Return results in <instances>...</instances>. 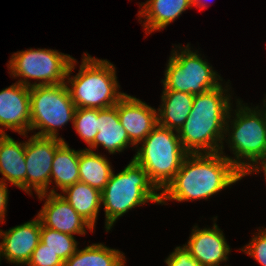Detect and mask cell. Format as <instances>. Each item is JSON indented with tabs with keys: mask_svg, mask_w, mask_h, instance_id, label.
<instances>
[{
	"mask_svg": "<svg viewBox=\"0 0 266 266\" xmlns=\"http://www.w3.org/2000/svg\"><path fill=\"white\" fill-rule=\"evenodd\" d=\"M244 175L220 152L188 153L174 179L161 193L166 200L207 199L241 180Z\"/></svg>",
	"mask_w": 266,
	"mask_h": 266,
	"instance_id": "obj_1",
	"label": "cell"
},
{
	"mask_svg": "<svg viewBox=\"0 0 266 266\" xmlns=\"http://www.w3.org/2000/svg\"><path fill=\"white\" fill-rule=\"evenodd\" d=\"M228 89L220 85L194 96L190 115L178 131L188 153L220 152L224 155L225 123L232 111L231 96L226 94Z\"/></svg>",
	"mask_w": 266,
	"mask_h": 266,
	"instance_id": "obj_2",
	"label": "cell"
},
{
	"mask_svg": "<svg viewBox=\"0 0 266 266\" xmlns=\"http://www.w3.org/2000/svg\"><path fill=\"white\" fill-rule=\"evenodd\" d=\"M76 62L73 58L67 73L68 81L65 82L76 108L113 107L125 95L119 92L116 70L111 62L83 54L78 74L69 77Z\"/></svg>",
	"mask_w": 266,
	"mask_h": 266,
	"instance_id": "obj_3",
	"label": "cell"
},
{
	"mask_svg": "<svg viewBox=\"0 0 266 266\" xmlns=\"http://www.w3.org/2000/svg\"><path fill=\"white\" fill-rule=\"evenodd\" d=\"M236 107L235 118L231 119L229 111L225 123V135H229L227 140L235 158L226 157L246 176L266 157V109L261 110L256 107L253 110L242 104L240 99H237ZM245 158L248 162L244 160Z\"/></svg>",
	"mask_w": 266,
	"mask_h": 266,
	"instance_id": "obj_4",
	"label": "cell"
},
{
	"mask_svg": "<svg viewBox=\"0 0 266 266\" xmlns=\"http://www.w3.org/2000/svg\"><path fill=\"white\" fill-rule=\"evenodd\" d=\"M149 180L147 172L133 159L118 174L112 172L101 191V203L105 211V228L108 232L116 220L128 210L147 202L161 204V193Z\"/></svg>",
	"mask_w": 266,
	"mask_h": 266,
	"instance_id": "obj_5",
	"label": "cell"
},
{
	"mask_svg": "<svg viewBox=\"0 0 266 266\" xmlns=\"http://www.w3.org/2000/svg\"><path fill=\"white\" fill-rule=\"evenodd\" d=\"M157 125L142 141L133 160L144 168L149 180L163 191L174 179L188 152L183 148L178 131Z\"/></svg>",
	"mask_w": 266,
	"mask_h": 266,
	"instance_id": "obj_6",
	"label": "cell"
},
{
	"mask_svg": "<svg viewBox=\"0 0 266 266\" xmlns=\"http://www.w3.org/2000/svg\"><path fill=\"white\" fill-rule=\"evenodd\" d=\"M30 131L41 129L35 136L60 138L57 129L71 121L76 106L66 83L30 87Z\"/></svg>",
	"mask_w": 266,
	"mask_h": 266,
	"instance_id": "obj_7",
	"label": "cell"
},
{
	"mask_svg": "<svg viewBox=\"0 0 266 266\" xmlns=\"http://www.w3.org/2000/svg\"><path fill=\"white\" fill-rule=\"evenodd\" d=\"M180 51L174 49L169 57L162 80L163 91L198 95L221 85L218 80L222 81V78L198 53L190 50L189 44L186 48L181 47Z\"/></svg>",
	"mask_w": 266,
	"mask_h": 266,
	"instance_id": "obj_8",
	"label": "cell"
},
{
	"mask_svg": "<svg viewBox=\"0 0 266 266\" xmlns=\"http://www.w3.org/2000/svg\"><path fill=\"white\" fill-rule=\"evenodd\" d=\"M73 60L68 54L51 49H32L14 52L8 68L13 77H24L18 83L32 87L35 85H58L65 83L69 66ZM10 66V67H9ZM41 80L31 84L28 79Z\"/></svg>",
	"mask_w": 266,
	"mask_h": 266,
	"instance_id": "obj_9",
	"label": "cell"
},
{
	"mask_svg": "<svg viewBox=\"0 0 266 266\" xmlns=\"http://www.w3.org/2000/svg\"><path fill=\"white\" fill-rule=\"evenodd\" d=\"M63 142V138L35 135L25 142L26 193L31 194L32 188L37 195L48 193L54 155Z\"/></svg>",
	"mask_w": 266,
	"mask_h": 266,
	"instance_id": "obj_10",
	"label": "cell"
},
{
	"mask_svg": "<svg viewBox=\"0 0 266 266\" xmlns=\"http://www.w3.org/2000/svg\"><path fill=\"white\" fill-rule=\"evenodd\" d=\"M50 190L49 194L38 195L40 200L47 197L42 209L37 214L42 226L72 236L73 234L84 235L85 228L93 232V227L61 197V194L55 192V188Z\"/></svg>",
	"mask_w": 266,
	"mask_h": 266,
	"instance_id": "obj_11",
	"label": "cell"
},
{
	"mask_svg": "<svg viewBox=\"0 0 266 266\" xmlns=\"http://www.w3.org/2000/svg\"><path fill=\"white\" fill-rule=\"evenodd\" d=\"M117 112L121 125L135 147H138L137 144H140L158 125L156 109L128 94L118 101Z\"/></svg>",
	"mask_w": 266,
	"mask_h": 266,
	"instance_id": "obj_12",
	"label": "cell"
},
{
	"mask_svg": "<svg viewBox=\"0 0 266 266\" xmlns=\"http://www.w3.org/2000/svg\"><path fill=\"white\" fill-rule=\"evenodd\" d=\"M41 222L38 217L22 225L0 230V255L9 263L27 265L40 241Z\"/></svg>",
	"mask_w": 266,
	"mask_h": 266,
	"instance_id": "obj_13",
	"label": "cell"
},
{
	"mask_svg": "<svg viewBox=\"0 0 266 266\" xmlns=\"http://www.w3.org/2000/svg\"><path fill=\"white\" fill-rule=\"evenodd\" d=\"M30 87L18 82L0 91V127L26 136L30 131Z\"/></svg>",
	"mask_w": 266,
	"mask_h": 266,
	"instance_id": "obj_14",
	"label": "cell"
},
{
	"mask_svg": "<svg viewBox=\"0 0 266 266\" xmlns=\"http://www.w3.org/2000/svg\"><path fill=\"white\" fill-rule=\"evenodd\" d=\"M184 246L201 266H219L220 262L228 260L231 250L216 223L212 229L194 226Z\"/></svg>",
	"mask_w": 266,
	"mask_h": 266,
	"instance_id": "obj_15",
	"label": "cell"
},
{
	"mask_svg": "<svg viewBox=\"0 0 266 266\" xmlns=\"http://www.w3.org/2000/svg\"><path fill=\"white\" fill-rule=\"evenodd\" d=\"M98 133L94 142L86 148L92 151L100 144L110 153L123 152L128 145L134 146L129 140L125 128L121 125L117 104L105 109H97Z\"/></svg>",
	"mask_w": 266,
	"mask_h": 266,
	"instance_id": "obj_16",
	"label": "cell"
},
{
	"mask_svg": "<svg viewBox=\"0 0 266 266\" xmlns=\"http://www.w3.org/2000/svg\"><path fill=\"white\" fill-rule=\"evenodd\" d=\"M25 143H18L0 128L1 181H9L26 192Z\"/></svg>",
	"mask_w": 266,
	"mask_h": 266,
	"instance_id": "obj_17",
	"label": "cell"
},
{
	"mask_svg": "<svg viewBox=\"0 0 266 266\" xmlns=\"http://www.w3.org/2000/svg\"><path fill=\"white\" fill-rule=\"evenodd\" d=\"M140 5L138 17L144 18L143 26L149 34L165 28L187 8H192L191 0H147Z\"/></svg>",
	"mask_w": 266,
	"mask_h": 266,
	"instance_id": "obj_18",
	"label": "cell"
},
{
	"mask_svg": "<svg viewBox=\"0 0 266 266\" xmlns=\"http://www.w3.org/2000/svg\"><path fill=\"white\" fill-rule=\"evenodd\" d=\"M193 94L180 91H163L161 108H158V124L179 131L190 115Z\"/></svg>",
	"mask_w": 266,
	"mask_h": 266,
	"instance_id": "obj_19",
	"label": "cell"
},
{
	"mask_svg": "<svg viewBox=\"0 0 266 266\" xmlns=\"http://www.w3.org/2000/svg\"><path fill=\"white\" fill-rule=\"evenodd\" d=\"M62 192L65 195H61V197L94 229L101 207V192L80 181Z\"/></svg>",
	"mask_w": 266,
	"mask_h": 266,
	"instance_id": "obj_20",
	"label": "cell"
},
{
	"mask_svg": "<svg viewBox=\"0 0 266 266\" xmlns=\"http://www.w3.org/2000/svg\"><path fill=\"white\" fill-rule=\"evenodd\" d=\"M112 167L106 157L87 150H79V181L98 189L105 188L112 174Z\"/></svg>",
	"mask_w": 266,
	"mask_h": 266,
	"instance_id": "obj_21",
	"label": "cell"
},
{
	"mask_svg": "<svg viewBox=\"0 0 266 266\" xmlns=\"http://www.w3.org/2000/svg\"><path fill=\"white\" fill-rule=\"evenodd\" d=\"M52 180L62 191L79 182V150L70 149L65 141L56 149L50 183Z\"/></svg>",
	"mask_w": 266,
	"mask_h": 266,
	"instance_id": "obj_22",
	"label": "cell"
},
{
	"mask_svg": "<svg viewBox=\"0 0 266 266\" xmlns=\"http://www.w3.org/2000/svg\"><path fill=\"white\" fill-rule=\"evenodd\" d=\"M125 256L119 250L103 244H92L76 252L64 262V266H125Z\"/></svg>",
	"mask_w": 266,
	"mask_h": 266,
	"instance_id": "obj_23",
	"label": "cell"
},
{
	"mask_svg": "<svg viewBox=\"0 0 266 266\" xmlns=\"http://www.w3.org/2000/svg\"><path fill=\"white\" fill-rule=\"evenodd\" d=\"M40 241L64 262L77 250L75 237L41 225Z\"/></svg>",
	"mask_w": 266,
	"mask_h": 266,
	"instance_id": "obj_24",
	"label": "cell"
},
{
	"mask_svg": "<svg viewBox=\"0 0 266 266\" xmlns=\"http://www.w3.org/2000/svg\"><path fill=\"white\" fill-rule=\"evenodd\" d=\"M73 126L78 135L90 146L97 135V109L76 108Z\"/></svg>",
	"mask_w": 266,
	"mask_h": 266,
	"instance_id": "obj_25",
	"label": "cell"
},
{
	"mask_svg": "<svg viewBox=\"0 0 266 266\" xmlns=\"http://www.w3.org/2000/svg\"><path fill=\"white\" fill-rule=\"evenodd\" d=\"M28 266H64V261L41 241L34 249Z\"/></svg>",
	"mask_w": 266,
	"mask_h": 266,
	"instance_id": "obj_26",
	"label": "cell"
},
{
	"mask_svg": "<svg viewBox=\"0 0 266 266\" xmlns=\"http://www.w3.org/2000/svg\"><path fill=\"white\" fill-rule=\"evenodd\" d=\"M241 251L252 256L262 266H266V228L260 230L258 235H254L250 243Z\"/></svg>",
	"mask_w": 266,
	"mask_h": 266,
	"instance_id": "obj_27",
	"label": "cell"
},
{
	"mask_svg": "<svg viewBox=\"0 0 266 266\" xmlns=\"http://www.w3.org/2000/svg\"><path fill=\"white\" fill-rule=\"evenodd\" d=\"M167 266H201L189 253V251L183 247H176L165 260Z\"/></svg>",
	"mask_w": 266,
	"mask_h": 266,
	"instance_id": "obj_28",
	"label": "cell"
},
{
	"mask_svg": "<svg viewBox=\"0 0 266 266\" xmlns=\"http://www.w3.org/2000/svg\"><path fill=\"white\" fill-rule=\"evenodd\" d=\"M7 183H4L0 180V222L3 223L5 219V212L7 211V203H8V189Z\"/></svg>",
	"mask_w": 266,
	"mask_h": 266,
	"instance_id": "obj_29",
	"label": "cell"
},
{
	"mask_svg": "<svg viewBox=\"0 0 266 266\" xmlns=\"http://www.w3.org/2000/svg\"><path fill=\"white\" fill-rule=\"evenodd\" d=\"M260 166L256 165L247 175L252 174V172L266 171V157L265 159L259 163Z\"/></svg>",
	"mask_w": 266,
	"mask_h": 266,
	"instance_id": "obj_30",
	"label": "cell"
},
{
	"mask_svg": "<svg viewBox=\"0 0 266 266\" xmlns=\"http://www.w3.org/2000/svg\"><path fill=\"white\" fill-rule=\"evenodd\" d=\"M192 6H196L202 10L203 8H206L205 2H202L201 0H191Z\"/></svg>",
	"mask_w": 266,
	"mask_h": 266,
	"instance_id": "obj_31",
	"label": "cell"
},
{
	"mask_svg": "<svg viewBox=\"0 0 266 266\" xmlns=\"http://www.w3.org/2000/svg\"><path fill=\"white\" fill-rule=\"evenodd\" d=\"M263 102H264V104H263V105H264V107H266V100H263Z\"/></svg>",
	"mask_w": 266,
	"mask_h": 266,
	"instance_id": "obj_32",
	"label": "cell"
}]
</instances>
